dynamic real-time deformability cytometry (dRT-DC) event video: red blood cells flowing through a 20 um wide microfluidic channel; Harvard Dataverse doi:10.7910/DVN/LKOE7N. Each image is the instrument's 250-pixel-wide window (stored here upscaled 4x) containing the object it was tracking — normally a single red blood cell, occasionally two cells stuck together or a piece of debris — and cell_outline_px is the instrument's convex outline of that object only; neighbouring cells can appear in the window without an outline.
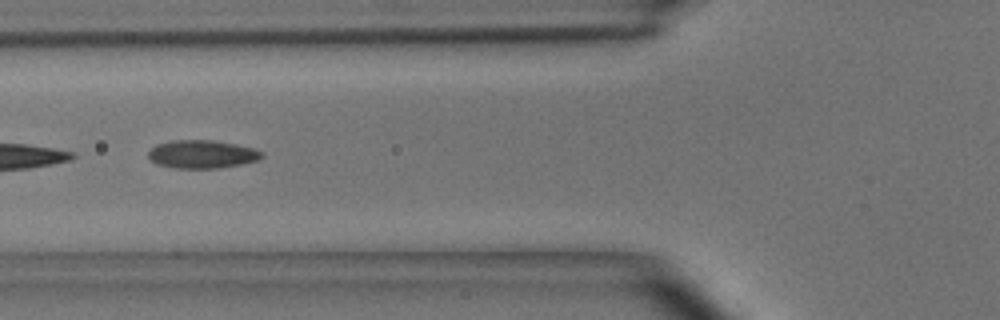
{"species": "common noctule bat (a hibernating species)", "species_latin": "Nyctalus noctula", "temperature_condition": "room temperature", "stored_images_in_passage": 22, "camera_frame_rate_fps": 3000, "um_per_image_px": 0.085, "animal": {"sex": "male", "body_mass_g": 15.6}, "frame": {"image": 1, "passage_image": 19, "time_ms": 6.0, "image_size_px": [1000, 320], "cell_outline_px": [[264, 156], [260, 160], [220, 168], [176, 168], [156, 164], [148, 156], [148, 152], [156, 144], [172, 140], [212, 140], [236, 144], [256, 148], [264, 152]], "centroid_in_image_um": [17.22, 13.1], "position_along_channel_um": 108.6, "area_um2": 18.79}}